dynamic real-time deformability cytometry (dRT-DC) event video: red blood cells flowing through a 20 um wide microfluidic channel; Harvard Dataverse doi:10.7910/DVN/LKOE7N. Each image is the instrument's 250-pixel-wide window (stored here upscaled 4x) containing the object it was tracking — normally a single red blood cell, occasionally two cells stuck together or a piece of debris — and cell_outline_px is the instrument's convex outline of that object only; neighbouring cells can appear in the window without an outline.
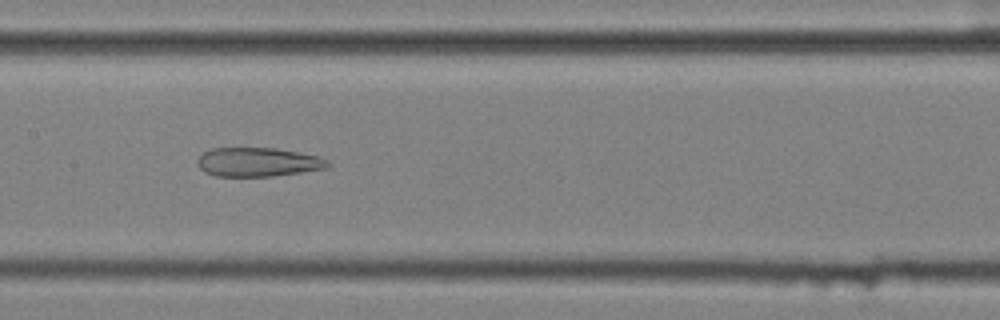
{"species": "common noctule bat (a hibernating species)", "species_latin": "Nyctalus noctula", "temperature_condition": "cold", "stored_images_in_passage": 58, "camera_frame_rate_fps": 3000, "um_per_image_px": 0.085, "animal": {"sex": "female", "body_mass_g": 25.1}, "frame": {"image": 1, "passage_image": 29, "time_ms": 9.333, "image_size_px": [1000, 320], "cell_outline_px": [[332, 164], [328, 168], [272, 176], [216, 176], [204, 172], [196, 164], [196, 160], [204, 152], [212, 148], [276, 148], [320, 156], [328, 160]], "centroid_in_image_um": [21.94, 13.77], "position_along_channel_um": 185.5, "area_um2": 22.14}}
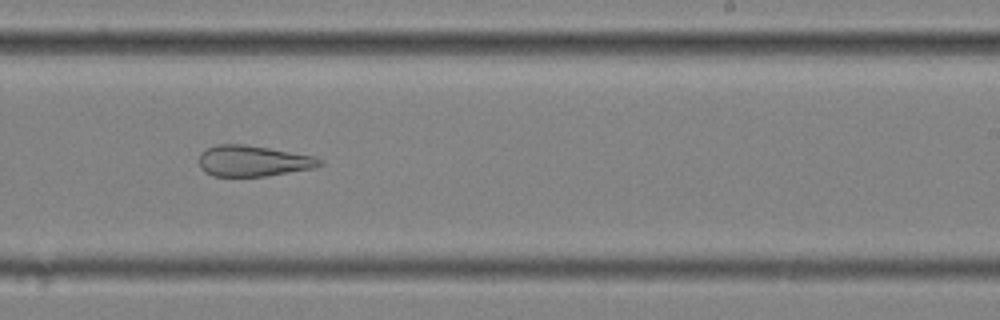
{"frame": {"image": 2, "passage_image": 36, "time_ms": 11.667, "image_size_px": [1000, 320], "cell_outline_px": [[324, 164], [316, 168], [264, 176], [212, 176], [204, 172], [200, 168], [200, 152], [216, 144], [244, 144], [316, 156], [324, 160]], "centroid_in_image_um": [21.55, 13.68], "position_along_channel_um": 267.5, "area_um2": 21.91}}
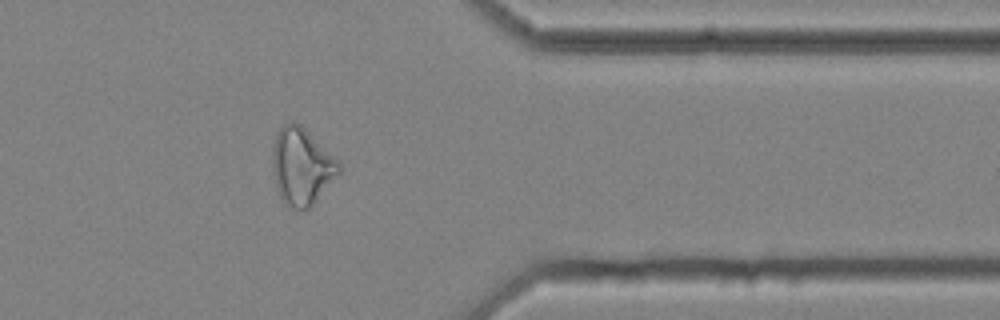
{"frame": {"image": 3, "passage_image": 47, "time_ms": 15.333, "image_size_px": [1000, 320], "cell_outline_px": [[340, 172], [312, 204], [308, 208], [292, 208], [280, 196], [276, 184], [272, 164], [272, 156], [276, 132], [284, 124], [292, 120], [300, 124], [340, 164]], "centroid_in_image_um": [25.61, 14.11], "position_along_channel_um": 385.8, "area_um2": 28.78}}